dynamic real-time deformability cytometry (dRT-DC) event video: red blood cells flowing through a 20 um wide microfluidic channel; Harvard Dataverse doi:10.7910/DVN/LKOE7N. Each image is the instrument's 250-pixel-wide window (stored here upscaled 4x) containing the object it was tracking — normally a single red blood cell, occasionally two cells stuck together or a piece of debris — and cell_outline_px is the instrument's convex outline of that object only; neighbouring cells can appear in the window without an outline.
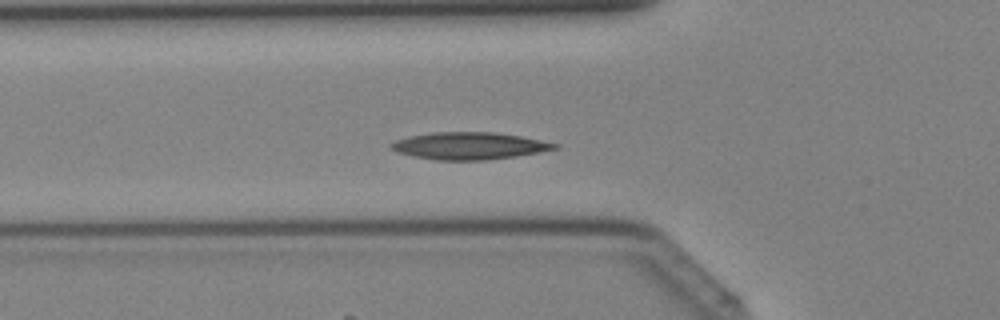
{"species": "Egyptian fruit bat (a non-hibernating species)", "species_latin": "Rousettus aegyptiacus", "temperature_condition": "cold", "stored_images_in_passage": 28, "camera_frame_rate_fps": 3000, "um_per_image_px": 0.085, "animal": {"sex": "female"}, "frame": {"image": 1, "passage_image": 2, "time_ms": 0.333, "image_size_px": [1000, 320], "cell_outline_px": [[560, 148], [540, 152], [516, 156], [484, 160], [436, 160], [412, 156], [396, 152], [388, 148], [388, 144], [396, 140], [408, 136], [432, 132], [492, 132], [520, 136], [560, 144]], "centroid_in_image_um": [39.84, 12.4], "position_along_channel_um": 86.0, "area_um2": 26.07}}
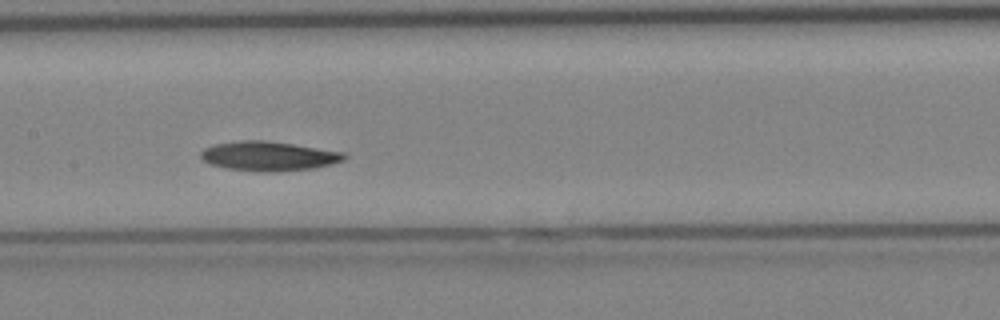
{"frame": {"image": 2, "passage_image": 8, "time_ms": 2.333, "image_size_px": [1000, 320], "cell_outline_px": [[348, 156], [344, 160], [332, 164], [312, 168], [272, 172], [264, 172], [224, 168], [212, 164], [204, 160], [200, 156], [200, 152], [204, 148], [216, 144], [240, 140], [264, 140], [292, 144], [344, 152]], "centroid_in_image_um": [22.84, 13.27], "position_along_channel_um": 184.6, "area_um2": 24.45}}
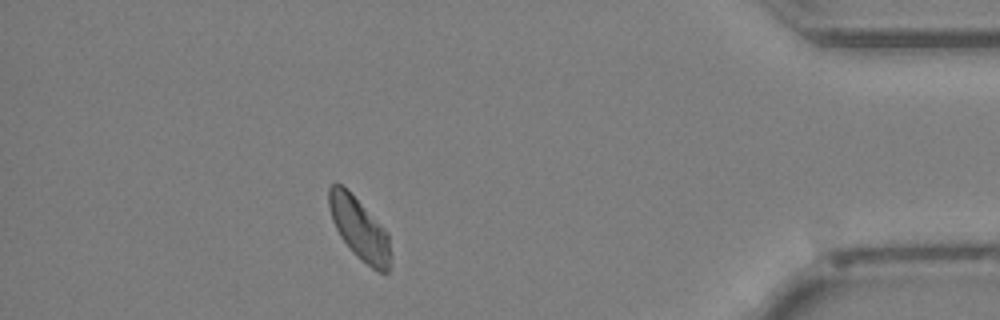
{"frame": {"image": 3, "passage_image": 24, "time_ms": 7.667, "image_size_px": [1000, 320], "cell_outline_px": [[388, 272], [380, 272], [372, 268], [356, 256], [352, 252], [340, 236], [332, 220], [328, 204], [328, 188], [332, 184], [340, 184], [388, 232]], "centroid_in_image_um": [30.49, 19.45], "position_along_channel_um": 404.7, "area_um2": 21.27}}